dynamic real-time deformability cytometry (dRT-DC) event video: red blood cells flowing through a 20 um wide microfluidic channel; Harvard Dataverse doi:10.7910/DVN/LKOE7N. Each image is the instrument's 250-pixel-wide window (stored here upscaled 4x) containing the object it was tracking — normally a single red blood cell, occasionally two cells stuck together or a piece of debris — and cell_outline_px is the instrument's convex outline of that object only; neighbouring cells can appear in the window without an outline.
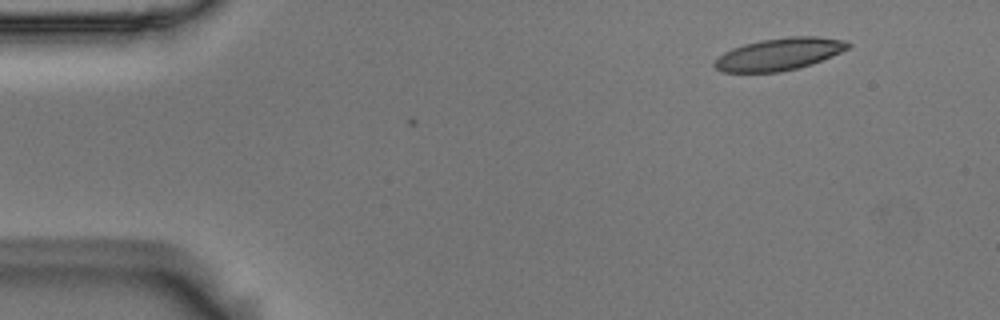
{"species": "Egyptian fruit bat (a non-hibernating species)", "species_latin": "Rousettus aegyptiacus", "temperature_condition": "room temperature", "stored_images_in_passage": 3, "camera_frame_rate_fps": 3000, "um_per_image_px": 0.085, "animal": {"sex": "male"}, "frame": {"image": 1, "passage_image": 1, "time_ms": 0.0, "image_size_px": [1000, 320], "cell_outline_px": [[852, 44], [848, 48], [832, 56], [812, 64], [780, 72], [724, 72], [716, 68], [712, 64], [724, 52], [732, 48], [744, 44], [760, 40], [788, 36], [816, 36], [844, 40]], "centroid_in_image_um": [66.24, 4.59], "position_along_channel_um": 18.8, "area_um2": 24.97}}